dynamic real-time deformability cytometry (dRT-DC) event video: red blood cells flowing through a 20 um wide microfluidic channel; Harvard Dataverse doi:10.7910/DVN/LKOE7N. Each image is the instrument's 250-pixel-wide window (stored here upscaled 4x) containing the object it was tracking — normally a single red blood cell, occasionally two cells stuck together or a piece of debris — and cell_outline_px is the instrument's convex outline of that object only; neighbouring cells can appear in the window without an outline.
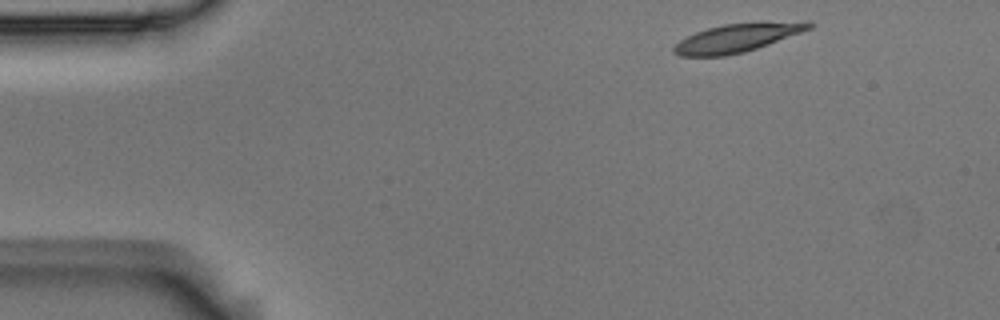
{"species": "Egyptian fruit bat (a non-hibernating species)", "species_latin": "Rousettus aegyptiacus", "temperature_condition": "room temperature", "stored_images_in_passage": 9, "camera_frame_rate_fps": 3000, "um_per_image_px": 0.085, "animal": {"sex": "male"}, "frame": {"image": 1, "passage_image": 1, "time_ms": 0.0, "image_size_px": [1000, 320], "cell_outline_px": [[816, 24], [812, 28], [756, 48], [744, 52], [724, 56], [680, 56], [672, 52], [672, 48], [680, 40], [696, 32], [708, 28], [724, 24], [804, 20], [812, 20]], "centroid_in_image_um": [62.71, 3.2], "position_along_channel_um": 22.3, "area_um2": 22.37}}
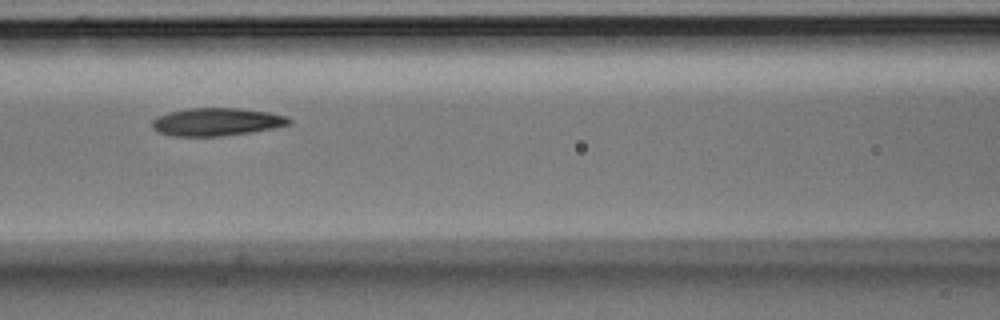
{"frame": {"image": 2, "passage_image": 6, "time_ms": 1.667, "image_size_px": [1000, 320], "cell_outline_px": [[292, 124], [272, 128], [248, 132], [220, 136], [172, 136], [156, 132], [152, 128], [152, 120], [156, 116], [168, 112], [188, 108], [240, 108], [268, 112], [284, 116], [292, 120]], "centroid_in_image_um": [18.35, 10.35], "position_along_channel_um": 148.2, "area_um2": 22.25}}
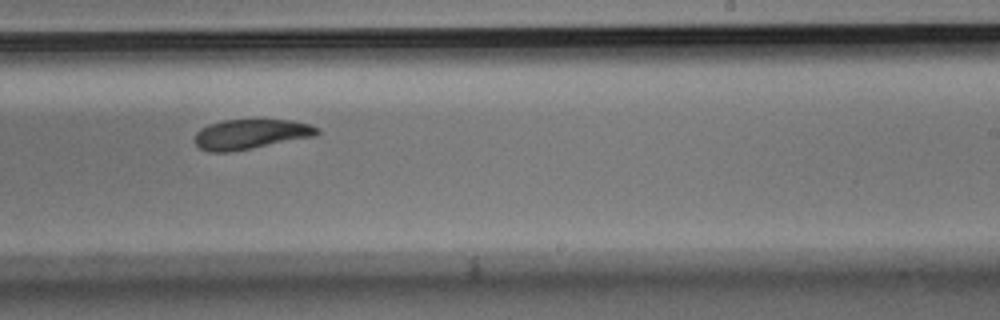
{"frame": {"image": 3, "passage_image": 9, "time_ms": 2.667, "image_size_px": [1000, 320], "cell_outline_px": [[320, 132], [316, 136], [252, 148], [228, 152], [208, 152], [200, 148], [196, 144], [196, 132], [200, 128], [208, 124], [224, 120], [292, 120], [308, 124], [320, 128]], "centroid_in_image_um": [21.32, 11.4], "position_along_channel_um": 267.7, "area_um2": 21.27}}